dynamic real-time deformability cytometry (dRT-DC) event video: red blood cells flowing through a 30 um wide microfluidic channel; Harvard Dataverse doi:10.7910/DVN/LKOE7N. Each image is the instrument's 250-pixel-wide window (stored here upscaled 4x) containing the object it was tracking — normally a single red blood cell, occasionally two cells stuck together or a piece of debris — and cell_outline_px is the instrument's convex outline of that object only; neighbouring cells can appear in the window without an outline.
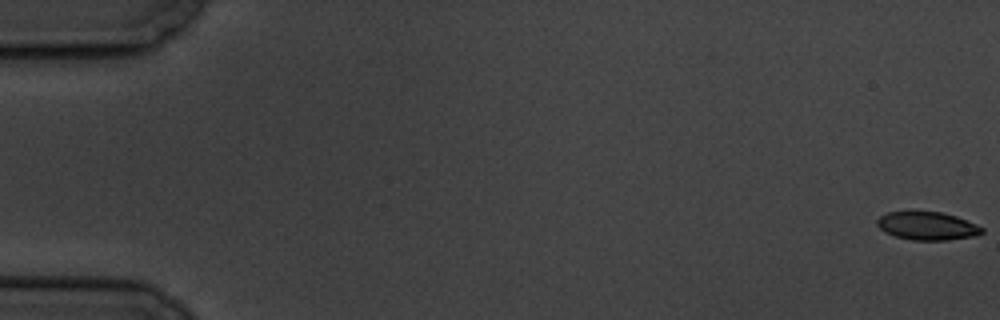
{"species": "common noctule bat (a hibernating species)", "species_latin": "Nyctalus noctula", "temperature_condition": "cold", "stored_images_in_passage": 5, "camera_frame_rate_fps": 3000, "um_per_image_px": 0.085, "animal": {"sex": "male", "body_mass_g": 19.5, "forearm_length_mm": 54.6}, "frame": {"image": 1, "passage_image": 1, "time_ms": 0.0, "image_size_px": [1000, 320], "cell_outline_px": [[984, 232], [976, 236], [948, 240], [912, 240], [896, 236], [884, 232], [876, 224], [876, 220], [880, 216], [888, 212], [940, 212], [956, 216], [976, 224], [984, 228]], "centroid_in_image_um": [78.83, 19.21], "position_along_channel_um": 6.2, "area_um2": 17.17}}